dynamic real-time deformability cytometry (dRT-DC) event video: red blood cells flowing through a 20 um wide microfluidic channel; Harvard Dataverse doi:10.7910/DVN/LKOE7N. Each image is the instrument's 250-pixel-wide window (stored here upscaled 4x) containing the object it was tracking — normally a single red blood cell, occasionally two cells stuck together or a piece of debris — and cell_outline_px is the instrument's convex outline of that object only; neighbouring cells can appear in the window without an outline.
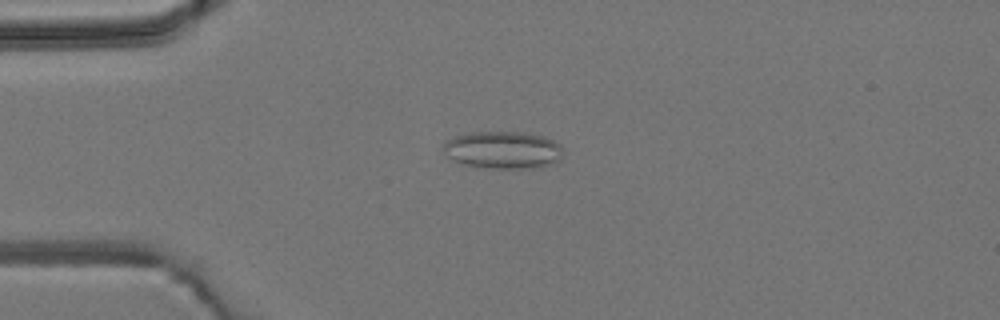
{"species": "common noctule bat (a hibernating species)", "species_latin": "Nyctalus noctula", "temperature_condition": "room temperature", "stored_images_in_passage": 7, "camera_frame_rate_fps": 3000, "um_per_image_px": 0.085, "animal": {"sex": "male", "body_mass_g": 19.2, "forearm_length_mm": 51.8}, "frame": {"image": 1, "passage_image": 4, "time_ms": 3.333, "image_size_px": [1000, 320], "cell_outline_px": [[564, 152], [560, 160], [556, 164], [540, 168], [488, 168], [464, 164], [448, 156], [444, 152], [444, 140], [456, 136], [472, 132], [524, 132], [544, 136], [560, 144], [564, 148]], "centroid_in_image_um": [42.84, 12.75], "position_along_channel_um": 42.2, "area_um2": 26.41}}
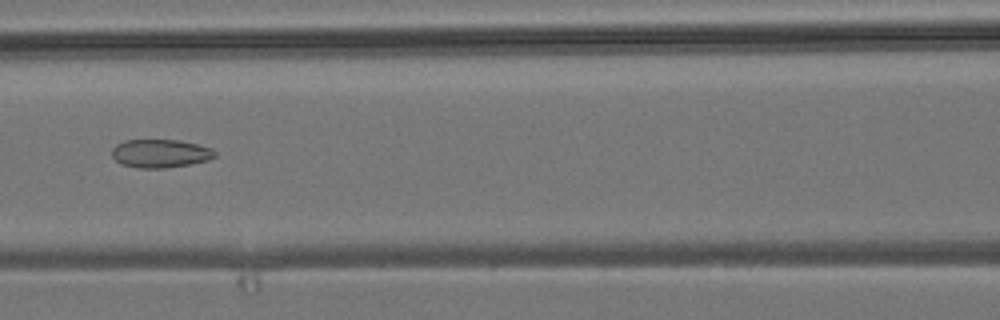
{"frame": {"image": 2, "passage_image": 7, "time_ms": 6.667, "image_size_px": [1000, 320], "cell_outline_px": [[216, 156], [208, 160], [188, 164], [164, 168], [136, 168], [120, 164], [112, 156], [112, 148], [116, 144], [124, 140], [180, 140], [212, 148], [216, 152]], "centroid_in_image_um": [13.6, 13.04], "position_along_channel_um": 153.0, "area_um2": 17.05}}